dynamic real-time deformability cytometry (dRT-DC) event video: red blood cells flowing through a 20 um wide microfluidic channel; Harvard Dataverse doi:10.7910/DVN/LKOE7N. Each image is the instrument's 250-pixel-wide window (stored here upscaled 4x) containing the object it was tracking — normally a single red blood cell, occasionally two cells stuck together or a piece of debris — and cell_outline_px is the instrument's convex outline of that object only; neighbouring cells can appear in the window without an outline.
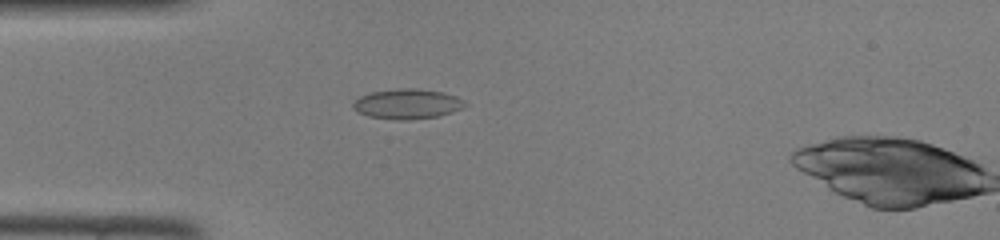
{"species": "common noctule bat (a hibernating species)", "species_latin": "Nyctalus noctula", "temperature_condition": "room temperature", "stored_images_in_passage": 3, "camera_frame_rate_fps": 3000, "um_per_image_px": 0.085, "animal": {"sex": "female", "body_mass_g": 22.0, "forearm_length_mm": 56.7}, "frame": {"image": 1, "passage_image": 1, "time_ms": 0.0, "image_size_px": [1000, 240], "cell_outline_px": [[468, 104], [464, 108], [440, 116], [408, 120], [396, 120], [368, 116], [356, 112], [352, 108], [352, 104], [360, 96], [372, 92], [396, 88], [416, 88], [440, 92], [456, 96], [464, 100]], "centroid_in_image_um": [34.62, 8.84], "position_along_channel_um": 50.4, "area_um2": 19.77}}